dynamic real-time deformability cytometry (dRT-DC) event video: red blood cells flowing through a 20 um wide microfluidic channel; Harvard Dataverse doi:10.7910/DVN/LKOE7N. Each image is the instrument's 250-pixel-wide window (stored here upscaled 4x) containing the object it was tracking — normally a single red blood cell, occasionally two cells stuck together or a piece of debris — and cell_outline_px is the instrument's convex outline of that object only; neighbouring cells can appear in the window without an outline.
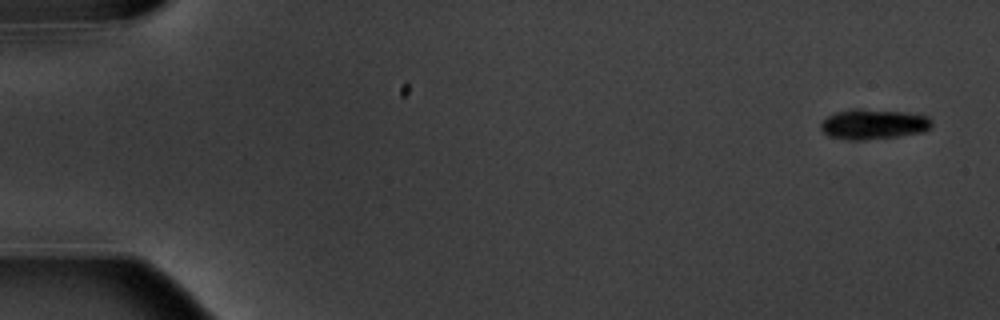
{"species": "common noctule bat (a hibernating species)", "species_latin": "Nyctalus noctula", "temperature_condition": "warm", "stored_images_in_passage": 5, "camera_frame_rate_fps": 3000, "um_per_image_px": 0.085, "animal": {"sex": "male", "body_mass_g": 20.1, "forearm_length_mm": 53.5}, "frame": {"image": 1, "passage_image": 1, "time_ms": 0.0, "image_size_px": [1000, 320], "cell_outline_px": [[932, 124], [924, 132], [896, 136], [864, 140], [848, 140], [828, 136], [820, 128], [820, 124], [828, 116], [836, 112], [908, 112], [928, 116], [932, 120]], "centroid_in_image_um": [74.27, 10.61], "position_along_channel_um": 10.7, "area_um2": 18.5}}
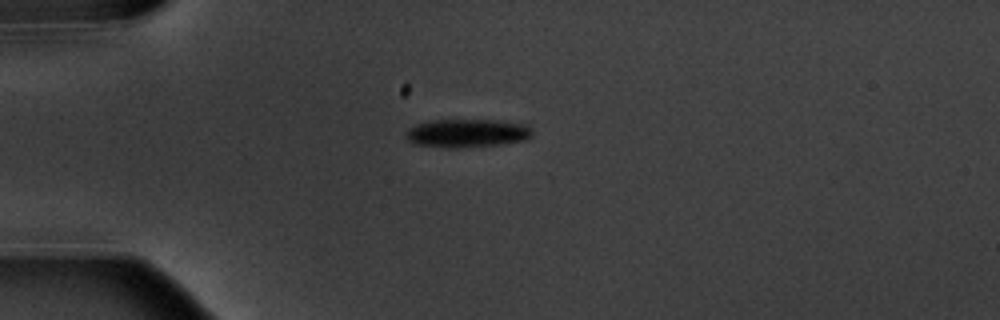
{"frame": {"image": 2, "passage_image": 5, "time_ms": 4.333, "image_size_px": [1000, 320], "cell_outline_px": [[532, 136], [528, 140], [500, 144], [460, 148], [444, 148], [412, 144], [404, 136], [404, 132], [408, 128], [416, 124], [432, 120], [492, 120], [524, 124], [532, 128]], "centroid_in_image_um": [39.66, 11.33], "position_along_channel_um": 45.3, "area_um2": 21.21}}